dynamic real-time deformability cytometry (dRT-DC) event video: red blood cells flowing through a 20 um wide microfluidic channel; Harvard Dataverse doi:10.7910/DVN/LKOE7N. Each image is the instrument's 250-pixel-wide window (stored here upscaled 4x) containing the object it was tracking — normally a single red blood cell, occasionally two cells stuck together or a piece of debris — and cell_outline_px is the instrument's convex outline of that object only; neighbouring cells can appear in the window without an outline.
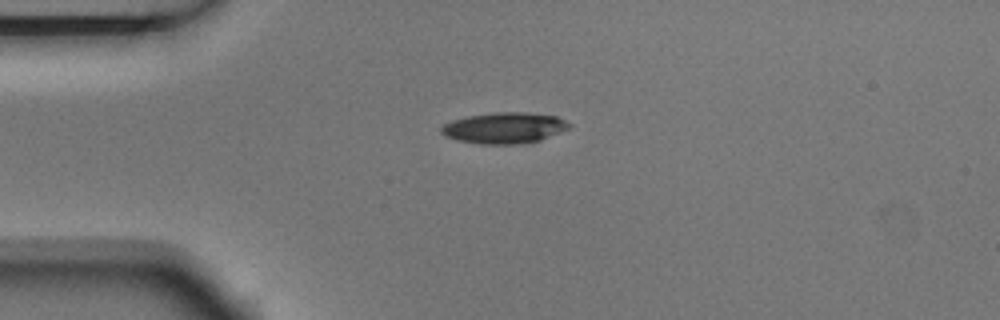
{"species": "Egyptian fruit bat (a non-hibernating species)", "species_latin": "Rousettus aegyptiacus", "temperature_condition": "room temperature", "stored_images_in_passage": 3, "camera_frame_rate_fps": 3000, "um_per_image_px": 0.085, "animal": {"sex": "male"}, "frame": {"image": 1, "passage_image": 1, "time_ms": 0.0, "image_size_px": [1000, 320], "cell_outline_px": [[572, 124], [568, 128], [560, 132], [540, 140], [516, 144], [480, 144], [456, 140], [444, 136], [440, 132], [440, 128], [444, 124], [452, 120], [468, 116], [496, 112], [524, 112], [556, 116]], "centroid_in_image_um": [42.83, 10.87], "position_along_channel_um": 42.2, "area_um2": 23.06}}
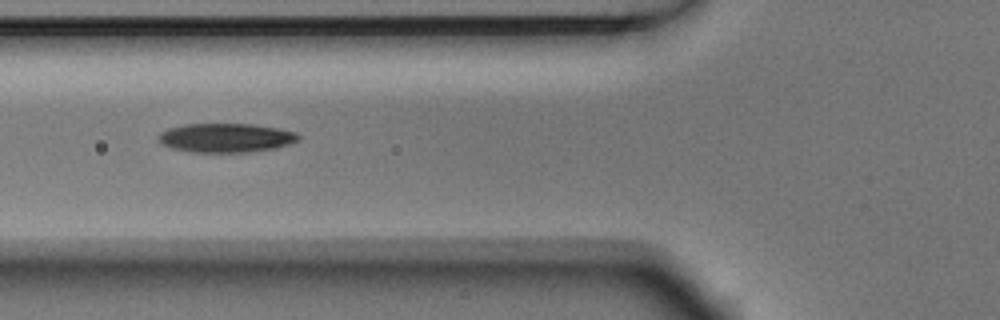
{"frame": {"image": 2, "passage_image": 3, "time_ms": 0.667, "image_size_px": [1000, 320], "cell_outline_px": [[300, 136], [296, 140], [288, 144], [276, 148], [248, 152], [192, 152], [172, 148], [160, 144], [156, 140], [156, 136], [160, 132], [168, 128], [184, 124], [252, 124], [276, 128], [296, 132]], "centroid_in_image_um": [19.12, 11.71], "position_along_channel_um": 106.7, "area_um2": 23.76}}